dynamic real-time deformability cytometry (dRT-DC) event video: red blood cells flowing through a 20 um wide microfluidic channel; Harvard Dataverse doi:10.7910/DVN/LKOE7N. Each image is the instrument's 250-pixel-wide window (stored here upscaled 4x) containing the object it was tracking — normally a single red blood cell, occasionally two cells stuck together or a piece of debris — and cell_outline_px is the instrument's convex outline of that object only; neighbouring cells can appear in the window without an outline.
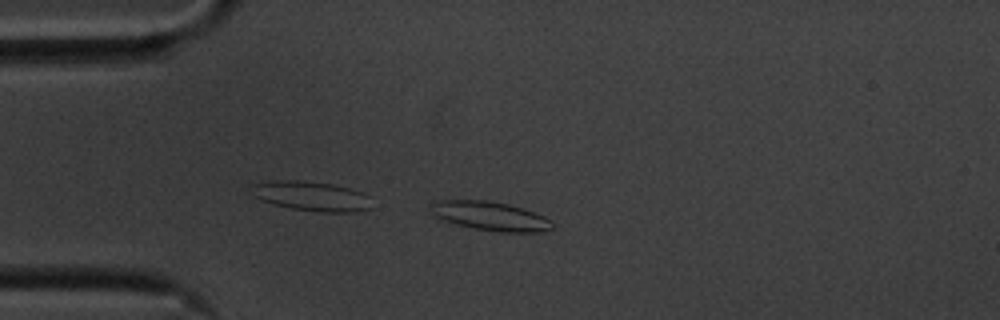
{"species": "common noctule bat (a hibernating species)", "species_latin": "Nyctalus noctula", "temperature_condition": "cold", "stored_images_in_passage": 7, "camera_frame_rate_fps": 3000, "um_per_image_px": 0.085, "animal": {"sex": "male", "body_mass_g": 20.1, "forearm_length_mm": 53.5}, "frame": {"image": 1, "passage_image": 1, "time_ms": 0.0, "image_size_px": [1000, 320], "cell_outline_px": [[552, 228], [544, 232], [500, 232], [476, 228], [456, 224], [432, 216], [428, 212], [428, 204], [436, 200], [484, 200], [508, 204], [544, 216], [552, 224]], "centroid_in_image_um": [41.57, 18.35], "position_along_channel_um": 43.4, "area_um2": 20.52}}